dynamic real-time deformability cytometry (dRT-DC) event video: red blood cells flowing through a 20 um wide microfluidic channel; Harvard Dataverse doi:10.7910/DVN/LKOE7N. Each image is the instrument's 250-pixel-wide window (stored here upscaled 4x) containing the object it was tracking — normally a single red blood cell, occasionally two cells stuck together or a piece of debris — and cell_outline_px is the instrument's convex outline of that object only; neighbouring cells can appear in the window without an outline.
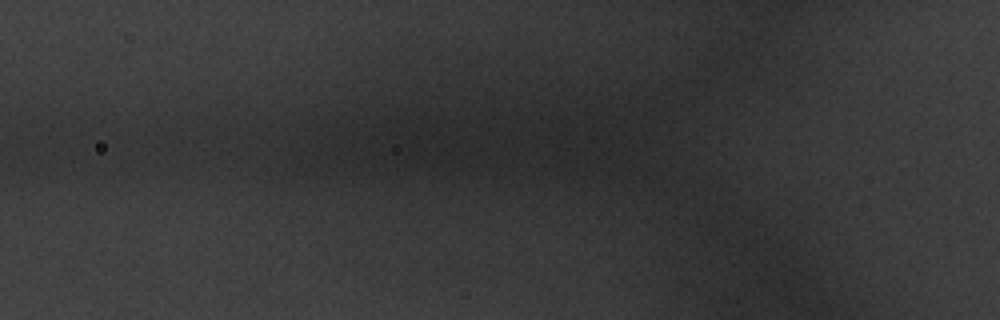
{"species": "common noctule bat (a hibernating species)", "species_latin": "Nyctalus noctula", "temperature_condition": "warm", "stored_images_in_passage": 3, "camera_frame_rate_fps": 3000, "um_per_image_px": 0.085, "animal": {"sex": "male", "body_mass_g": 20.1, "forearm_length_mm": 53.5}, "frame": {"image": 1, "passage_image": 2, "time_ms": 0.333, "image_size_px": [1000, 320], "cell_outline_px": [[620, 168], [612, 172], [584, 176], [576, 172], [572, 140], [612, 128], [620, 132]], "centroid_in_image_um": [50.8, 12.99], "position_along_channel_um": 75.0, "area_um2": 13.35}}